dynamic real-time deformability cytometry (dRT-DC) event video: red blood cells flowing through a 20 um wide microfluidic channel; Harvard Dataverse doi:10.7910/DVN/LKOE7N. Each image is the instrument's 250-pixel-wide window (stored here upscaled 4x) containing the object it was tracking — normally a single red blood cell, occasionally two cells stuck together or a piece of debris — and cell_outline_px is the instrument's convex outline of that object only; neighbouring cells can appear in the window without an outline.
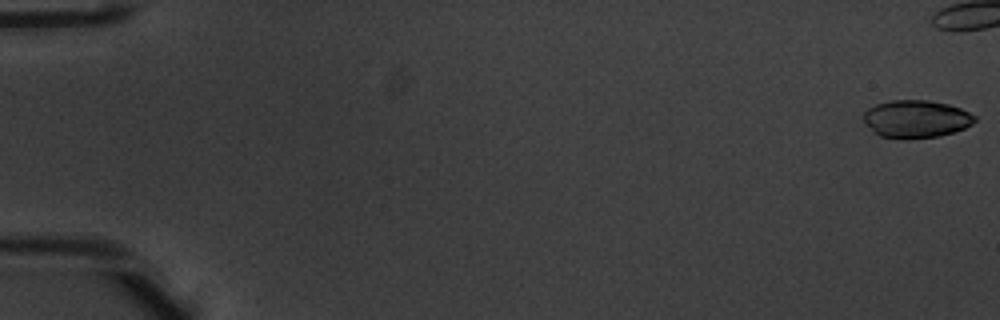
{"species": "common noctule bat (a hibernating species)", "species_latin": "Nyctalus noctula", "temperature_condition": "warm", "stored_images_in_passage": 42, "camera_frame_rate_fps": 3000, "um_per_image_px": 0.085, "animal": {"sex": "male", "body_mass_g": 20.1, "forearm_length_mm": 53.5}, "frame": {"image": 1, "passage_image": 1, "time_ms": 0.0, "image_size_px": [1000, 320], "cell_outline_px": [[976, 120], [972, 124], [964, 128], [940, 136], [908, 140], [904, 140], [880, 136], [864, 124], [864, 112], [868, 108], [876, 104], [888, 100], [928, 100], [948, 104], [960, 108], [976, 116]], "centroid_in_image_um": [77.85, 10.12], "position_along_channel_um": 7.2, "area_um2": 24.68}}